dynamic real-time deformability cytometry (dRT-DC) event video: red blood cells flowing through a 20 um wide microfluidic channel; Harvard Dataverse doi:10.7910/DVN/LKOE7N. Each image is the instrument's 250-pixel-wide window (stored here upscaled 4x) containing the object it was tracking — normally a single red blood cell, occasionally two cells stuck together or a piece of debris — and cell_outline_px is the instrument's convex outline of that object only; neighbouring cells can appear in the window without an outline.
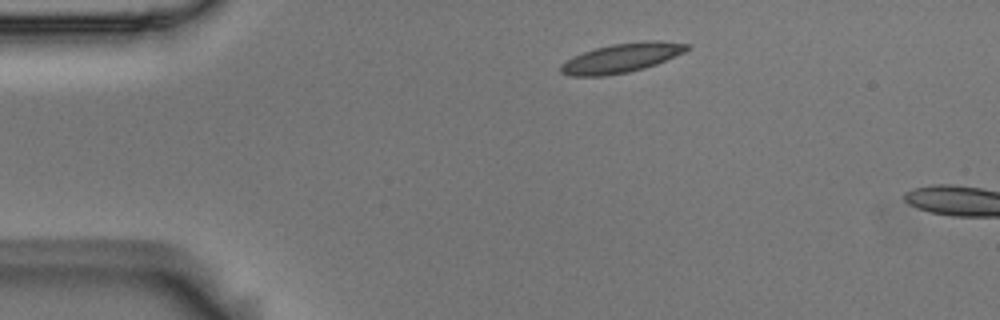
{"species": "Egyptian fruit bat (a non-hibernating species)", "species_latin": "Rousettus aegyptiacus", "temperature_condition": "room temperature", "stored_images_in_passage": 3, "camera_frame_rate_fps": 3000, "um_per_image_px": 0.085, "animal": {"sex": "male"}, "frame": {"image": 1, "passage_image": 2, "time_ms": 0.333, "image_size_px": [1000, 320], "cell_outline_px": [[692, 44], [684, 52], [656, 64], [644, 68], [628, 72], [604, 76], [572, 76], [560, 72], [560, 64], [572, 56], [596, 48], [612, 44], [644, 40], [656, 40]], "centroid_in_image_um": [52.82, 4.92], "position_along_channel_um": 32.2, "area_um2": 21.5}}